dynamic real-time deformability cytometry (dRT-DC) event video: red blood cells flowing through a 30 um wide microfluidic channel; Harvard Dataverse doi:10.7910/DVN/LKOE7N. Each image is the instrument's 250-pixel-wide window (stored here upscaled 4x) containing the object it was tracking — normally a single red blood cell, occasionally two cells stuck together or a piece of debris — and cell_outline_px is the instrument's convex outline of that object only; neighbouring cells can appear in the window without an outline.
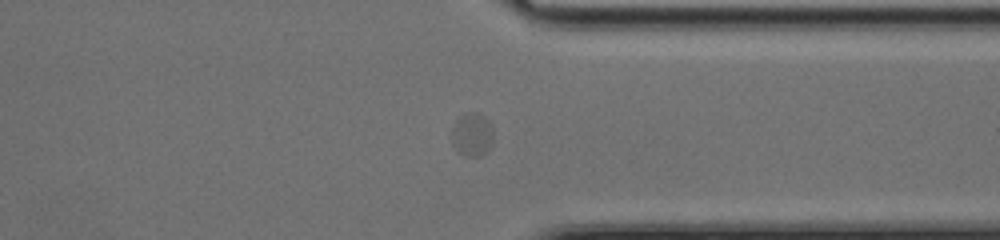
{"species": "common noctule bat (a hibernating species)", "species_latin": "Nyctalus noctula", "temperature_condition": "cold", "stored_images_in_passage": 39, "camera_frame_rate_fps": 3000, "um_per_image_px": 0.085, "animal": {"sex": "female", "body_mass_g": 17.0, "forearm_length_mm": 48.0}, "frame": {"image": 1, "passage_image": 28, "time_ms": 9.0, "image_size_px": [1000, 240], "cell_outline_px": [[492, 144], [480, 156], [468, 156], [460, 152], [452, 144], [452, 128], [456, 120], [460, 116], [472, 112], [476, 112], [484, 116], [492, 128]], "centroid_in_image_um": [40.12, 11.43], "position_along_channel_um": 371.3, "area_um2": 10.23}}
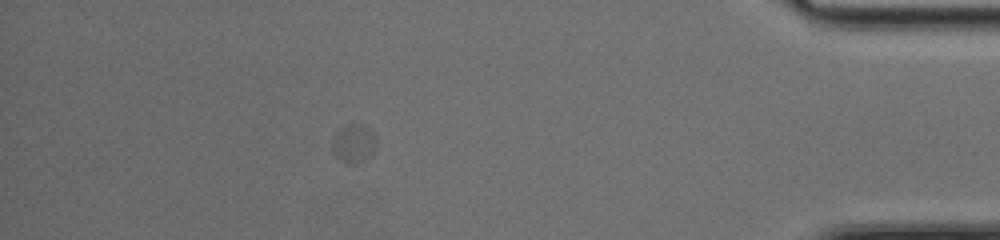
{"frame": {"image": 2, "passage_image": 34, "time_ms": 11.0, "image_size_px": [1000, 240], "cell_outline_px": [[376, 148], [372, 156], [364, 164], [344, 164], [336, 156], [332, 148], [332, 140], [336, 132], [344, 124], [364, 124], [372, 132], [376, 140]], "centroid_in_image_um": [30.09, 12.24], "position_along_channel_um": 405.1, "area_um2": 10.4}}